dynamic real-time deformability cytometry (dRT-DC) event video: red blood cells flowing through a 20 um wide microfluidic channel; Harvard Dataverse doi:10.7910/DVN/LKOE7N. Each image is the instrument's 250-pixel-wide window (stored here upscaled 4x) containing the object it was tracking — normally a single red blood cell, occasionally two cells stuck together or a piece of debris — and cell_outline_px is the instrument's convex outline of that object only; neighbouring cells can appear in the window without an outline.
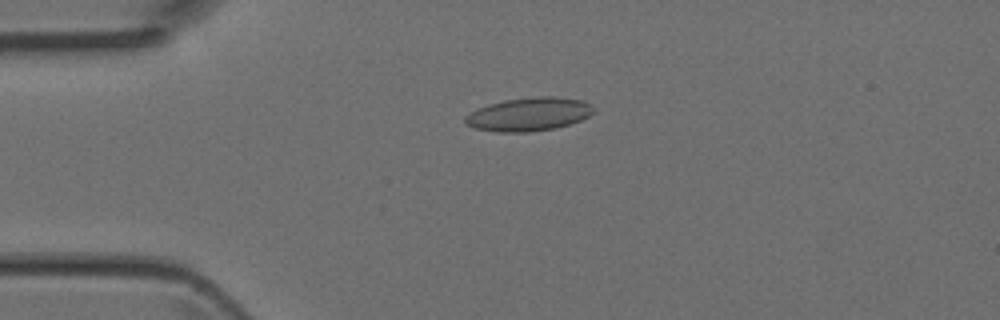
{"species": "Egyptian fruit bat (a non-hibernating species)", "species_latin": "Rousettus aegyptiacus", "temperature_condition": "room temperature", "stored_images_in_passage": 6, "camera_frame_rate_fps": 3000, "um_per_image_px": 0.085, "animal": {"sex": "female"}, "frame": {"image": 1, "passage_image": 4, "time_ms": 1.0, "image_size_px": [1000, 320], "cell_outline_px": [[596, 112], [580, 120], [556, 128], [528, 132], [496, 132], [476, 128], [468, 124], [464, 120], [464, 116], [476, 108], [488, 104], [504, 100], [536, 96], [556, 96], [580, 100], [596, 108]], "centroid_in_image_um": [44.95, 9.7], "position_along_channel_um": 40.1, "area_um2": 25.09}}
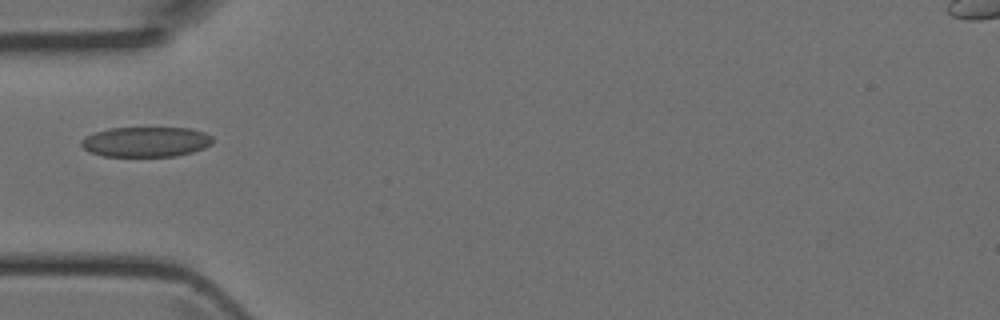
{"frame": {"image": 2, "passage_image": 5, "time_ms": 1.333, "image_size_px": [1000, 320], "cell_outline_px": [[212, 144], [204, 148], [192, 152], [176, 156], [104, 156], [92, 152], [84, 148], [80, 144], [80, 140], [84, 136], [108, 128], [192, 128], [204, 132], [212, 136]], "centroid_in_image_um": [12.41, 12.05], "position_along_channel_um": 72.6, "area_um2": 23.06}}
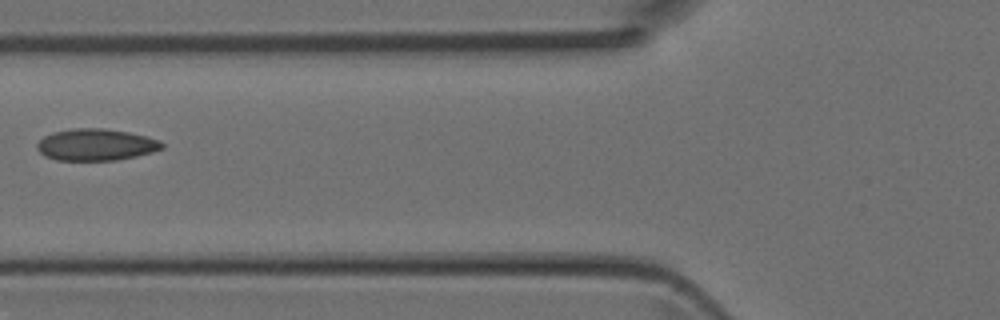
{"frame": {"image": 3, "passage_image": 6, "time_ms": 1.667, "image_size_px": [1000, 320], "cell_outline_px": [[164, 148], [152, 152], [136, 156], [116, 160], [56, 160], [44, 156], [36, 148], [36, 144], [44, 136], [52, 132], [72, 128], [104, 128], [128, 132], [160, 140], [164, 144]], "centroid_in_image_um": [8.14, 12.3], "position_along_channel_um": 117.7, "area_um2": 23.18}}